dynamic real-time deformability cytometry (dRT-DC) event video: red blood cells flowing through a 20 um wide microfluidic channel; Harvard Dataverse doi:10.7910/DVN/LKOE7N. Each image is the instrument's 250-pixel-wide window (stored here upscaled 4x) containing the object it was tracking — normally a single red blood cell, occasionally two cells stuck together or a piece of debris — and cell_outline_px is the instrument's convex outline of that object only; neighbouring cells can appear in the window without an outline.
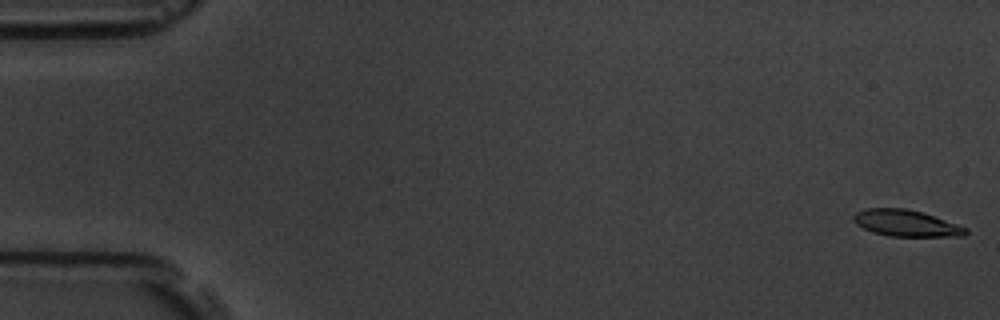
{"species": "common noctule bat (a hibernating species)", "species_latin": "Nyctalus noctula", "temperature_condition": "room temperature", "stored_images_in_passage": 5, "camera_frame_rate_fps": 3000, "um_per_image_px": 0.085, "animal": {"sex": "male", "body_mass_g": 19.5, "forearm_length_mm": 54.6}, "frame": {"image": 1, "passage_image": 1, "time_ms": 0.0, "image_size_px": [1000, 320], "cell_outline_px": [[968, 232], [964, 236], [888, 236], [872, 232], [856, 224], [852, 220], [852, 216], [856, 212], [864, 208], [904, 208], [924, 212], [968, 228]], "centroid_in_image_um": [77.0, 18.96], "position_along_channel_um": 8.0, "area_um2": 17.46}}
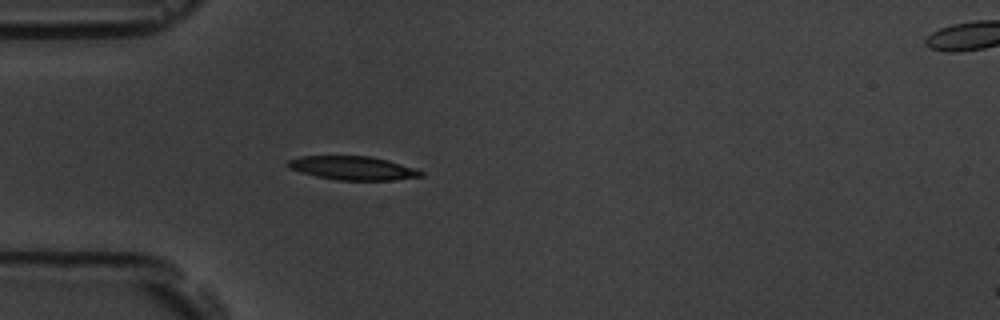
{"frame": {"image": 2, "passage_image": 5, "time_ms": 5.333, "image_size_px": [1000, 320], "cell_outline_px": [[424, 176], [396, 180], [336, 180], [316, 176], [300, 172], [288, 168], [284, 164], [288, 160], [300, 156], [368, 156], [388, 160], [424, 172]], "centroid_in_image_um": [29.94, 14.29], "position_along_channel_um": 55.1, "area_um2": 18.38}}